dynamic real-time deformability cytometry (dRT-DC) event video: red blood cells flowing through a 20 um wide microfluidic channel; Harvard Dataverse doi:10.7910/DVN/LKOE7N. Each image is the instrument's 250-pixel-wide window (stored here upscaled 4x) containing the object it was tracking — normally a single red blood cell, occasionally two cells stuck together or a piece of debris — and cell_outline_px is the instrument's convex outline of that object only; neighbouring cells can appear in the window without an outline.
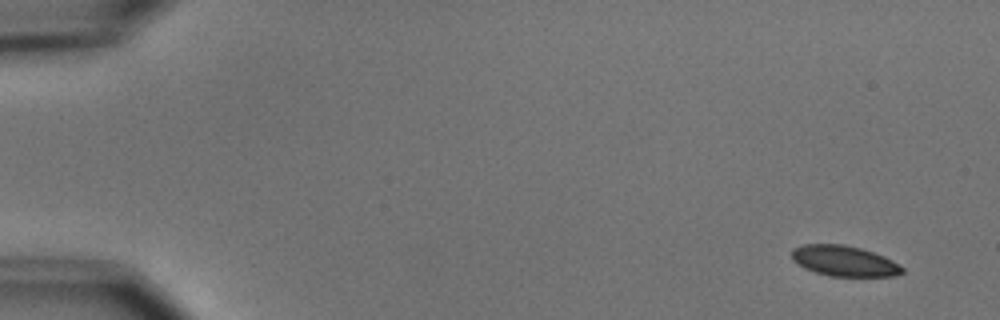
{"species": "common noctule bat (a hibernating species)", "species_latin": "Nyctalus noctula", "temperature_condition": "cold", "stored_images_in_passage": 3, "camera_frame_rate_fps": 3000, "um_per_image_px": 0.085, "animal": {"sex": "male", "body_mass_g": 15.6}, "frame": {"image": 1, "passage_image": 1, "time_ms": 0.0, "image_size_px": [1000, 320], "cell_outline_px": [[904, 272], [896, 276], [828, 276], [804, 268], [792, 260], [792, 248], [804, 244], [844, 244], [860, 248], [884, 256], [892, 260], [904, 268]], "centroid_in_image_um": [71.75, 22.18], "position_along_channel_um": 13.3, "area_um2": 19.71}}